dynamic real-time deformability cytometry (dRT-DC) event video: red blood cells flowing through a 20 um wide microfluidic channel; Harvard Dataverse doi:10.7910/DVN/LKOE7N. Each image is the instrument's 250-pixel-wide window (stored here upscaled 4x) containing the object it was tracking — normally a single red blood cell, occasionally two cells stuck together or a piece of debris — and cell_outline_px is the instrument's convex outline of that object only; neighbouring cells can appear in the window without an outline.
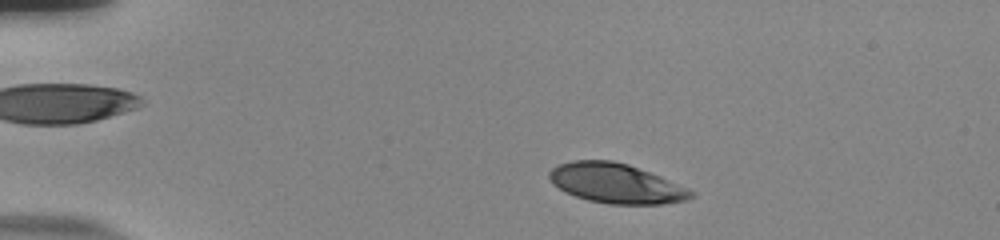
{"species": "human", "species_latin": "Homo sapiens", "temperature_condition": "room temperature", "stored_images_in_passage": 50, "camera_frame_rate_fps": 3000, "um_per_image_px": 0.085, "donor": {"sex": "male"}, "frame": {"image": 1, "passage_image": 5, "time_ms": 1.333, "image_size_px": [1000, 240], "cell_outline_px": [[696, 196], [688, 200], [664, 204], [608, 204], [588, 200], [576, 196], [552, 184], [548, 176], [548, 172], [552, 168], [560, 164], [572, 160], [612, 160], [628, 164], [660, 176], [688, 188], [696, 192]], "centroid_in_image_um": [52.4, 15.59], "position_along_channel_um": 32.6, "area_um2": 32.89}}
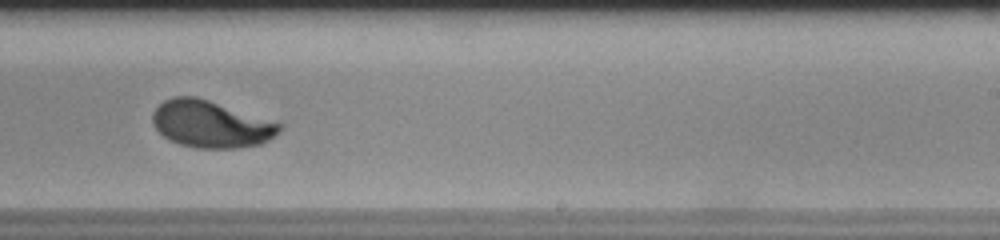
{"frame": {"image": 2, "passage_image": 30, "time_ms": 9.667, "image_size_px": [1000, 240], "cell_outline_px": [[284, 128], [280, 132], [268, 140], [260, 144], [236, 148], [196, 148], [180, 144], [168, 140], [152, 124], [152, 112], [164, 100], [176, 96], [196, 96], [284, 124]], "centroid_in_image_um": [17.93, 10.55], "position_along_channel_um": 271.1, "area_um2": 34.8}}
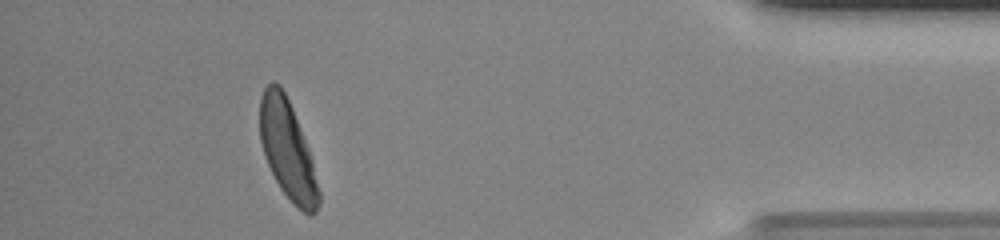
{"frame": {"image": 3, "passage_image": 45, "time_ms": 14.667, "image_size_px": [1000, 240], "cell_outline_px": [[320, 204], [316, 212], [312, 216], [308, 216], [280, 188], [264, 156], [260, 140], [260, 96], [264, 88], [272, 80], [280, 84], [292, 108], [308, 148], [312, 160], [320, 192]], "centroid_in_image_um": [24.44, 12.72], "position_along_channel_um": 410.8, "area_um2": 33.47}, "authors_computed_cell_mechanics": {"area_um2": 34.3043, "velocity_mm_per_s": 3.7031, "shape_relaxation_time_tau1_ms": 2.8521, "shape_relaxation_time_tau2_ms": null, "deformation_change_tau1": 0.1763, "deformation_change_tau2": null}}